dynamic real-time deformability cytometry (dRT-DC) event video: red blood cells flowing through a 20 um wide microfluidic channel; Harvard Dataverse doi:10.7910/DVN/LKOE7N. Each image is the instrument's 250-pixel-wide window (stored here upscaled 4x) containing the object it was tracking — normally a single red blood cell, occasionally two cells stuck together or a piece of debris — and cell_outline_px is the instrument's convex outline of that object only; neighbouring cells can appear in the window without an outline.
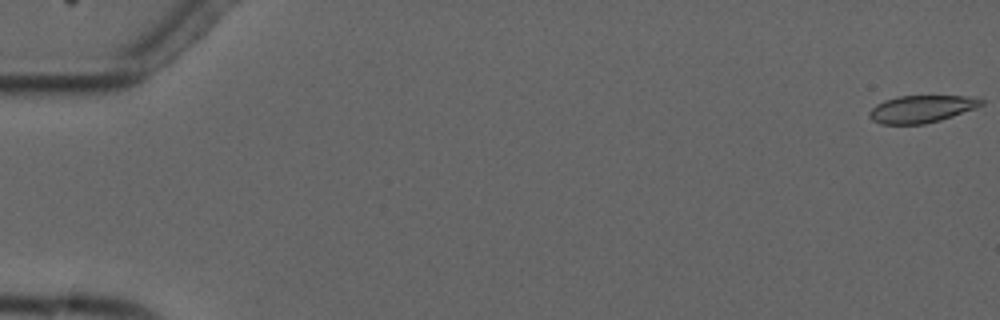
{"species": "common noctule bat (a hibernating species)", "species_latin": "Nyctalus noctula", "temperature_condition": "cold", "stored_images_in_passage": 7, "camera_frame_rate_fps": 3000, "um_per_image_px": 0.085, "animal": {"sex": "male", "forearm_length_mm": 52.5}, "frame": {"image": 1, "passage_image": 1, "time_ms": 0.0, "image_size_px": [1000, 320], "cell_outline_px": [[984, 104], [976, 108], [940, 120], [924, 124], [880, 124], [872, 120], [868, 116], [868, 112], [876, 104], [884, 100], [896, 96], [968, 96], [984, 100]], "centroid_in_image_um": [78.3, 9.26], "position_along_channel_um": 6.7, "area_um2": 17.86}}
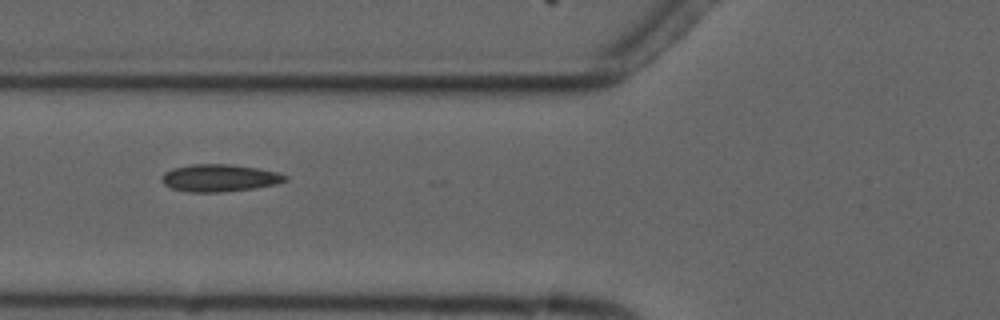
{"frame": {"image": 2, "passage_image": 6, "time_ms": 7.0, "image_size_px": [1000, 320], "cell_outline_px": [[288, 180], [276, 184], [252, 188], [220, 192], [192, 192], [172, 188], [164, 184], [160, 180], [160, 176], [164, 172], [172, 168], [192, 164], [232, 164], [256, 168], [276, 172], [288, 176]], "centroid_in_image_um": [18.62, 15.12], "position_along_channel_um": 107.2, "area_um2": 19.59}}
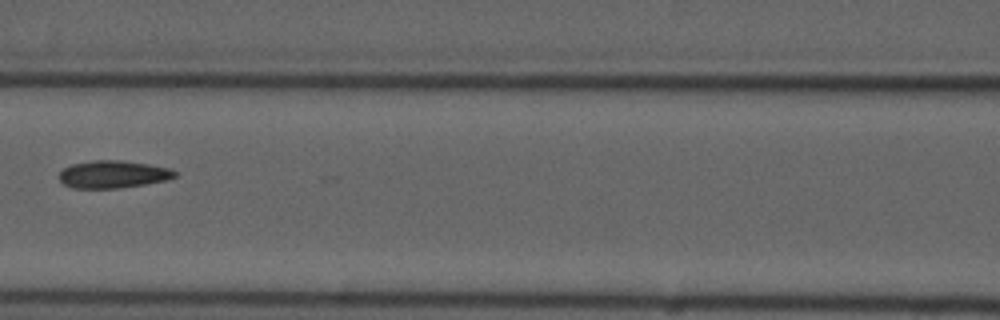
{"frame": {"image": 3, "passage_image": 7, "time_ms": 8.333, "image_size_px": [1000, 320], "cell_outline_px": [[176, 176], [164, 180], [144, 184], [116, 188], [72, 188], [64, 184], [60, 180], [60, 172], [64, 168], [72, 164], [92, 160], [120, 160], [148, 164], [168, 168], [176, 172]], "centroid_in_image_um": [9.57, 14.81], "position_along_channel_um": 157.0, "area_um2": 18.26}}